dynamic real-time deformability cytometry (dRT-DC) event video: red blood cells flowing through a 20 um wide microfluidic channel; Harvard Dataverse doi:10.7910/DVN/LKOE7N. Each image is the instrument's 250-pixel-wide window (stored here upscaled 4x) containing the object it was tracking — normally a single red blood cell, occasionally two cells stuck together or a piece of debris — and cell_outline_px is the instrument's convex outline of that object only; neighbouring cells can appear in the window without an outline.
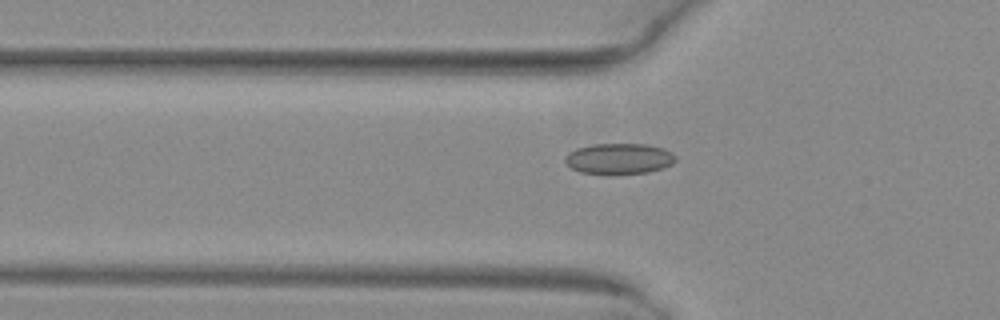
{"species": "common noctule bat (a hibernating species)", "species_latin": "Nyctalus noctula", "temperature_condition": "warm", "stored_images_in_passage": 29, "camera_frame_rate_fps": 3000, "um_per_image_px": 0.085, "animal": {"sex": "female", "body_mass_g": 29.2, "forearm_length_mm": 56.3}, "frame": {"image": 1, "passage_image": 3, "time_ms": 0.667, "image_size_px": [1000, 320], "cell_outline_px": [[676, 160], [672, 164], [648, 172], [580, 172], [572, 168], [564, 160], [568, 152], [576, 148], [592, 144], [644, 144], [664, 148], [672, 152], [676, 156]], "centroid_in_image_um": [52.63, 13.44], "position_along_channel_um": 73.2, "area_um2": 19.25}}
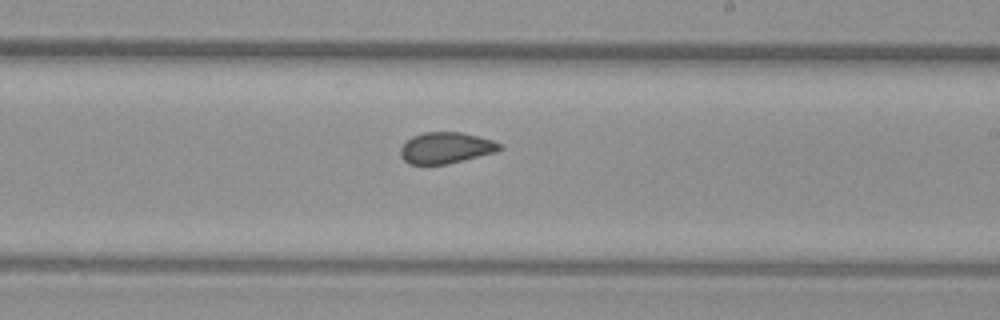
{"frame": {"image": 2, "passage_image": 16, "time_ms": 5.0, "image_size_px": [1000, 320], "cell_outline_px": [[500, 148], [496, 152], [448, 164], [408, 164], [400, 156], [400, 148], [412, 136], [424, 132], [460, 132], [492, 140], [500, 144]], "centroid_in_image_um": [37.86, 12.57], "position_along_channel_um": 251.1, "area_um2": 17.86}}
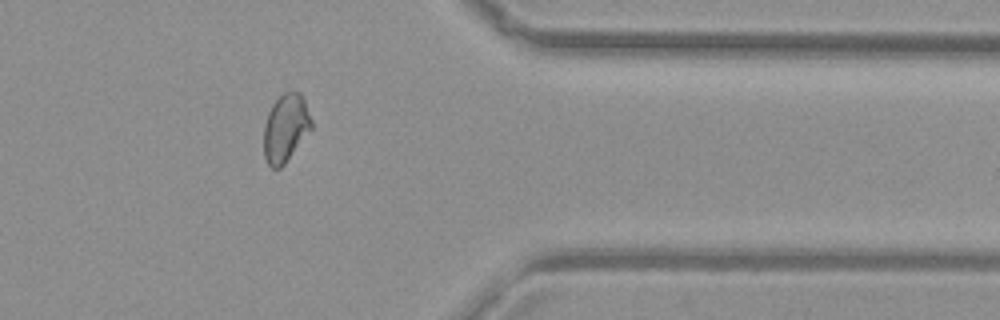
{"frame": {"image": 3, "passage_image": 27, "time_ms": 8.667, "image_size_px": [1000, 320], "cell_outline_px": [[312, 128], [284, 164], [280, 168], [272, 168], [268, 164], [264, 156], [264, 124], [268, 112], [272, 104], [284, 92], [300, 92], [304, 96], [312, 120]], "centroid_in_image_um": [24.28, 10.86], "position_along_channel_um": 387.1, "area_um2": 18.84}, "authors_computed_cell_mechanics": {"area_um2": 18.6116, "velocity_mm_per_s": 4.0974, "shape_relaxation_time_tau1_ms": null, "shape_relaxation_time_tau2_ms": 1.0685, "deformation_change_tau1": null, "deformation_change_tau2": 0.041}}